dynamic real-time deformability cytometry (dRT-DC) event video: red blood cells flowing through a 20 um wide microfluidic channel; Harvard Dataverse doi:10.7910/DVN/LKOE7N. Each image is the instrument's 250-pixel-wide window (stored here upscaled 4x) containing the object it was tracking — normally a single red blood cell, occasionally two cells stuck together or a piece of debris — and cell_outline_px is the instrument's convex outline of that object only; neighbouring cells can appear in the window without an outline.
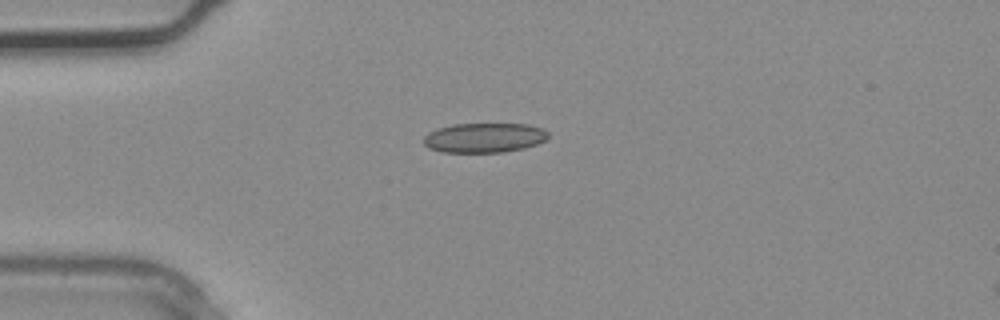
{"species": "common noctule bat (a hibernating species)", "species_latin": "Nyctalus noctula", "temperature_condition": "warm", "stored_images_in_passage": 2, "camera_frame_rate_fps": 3000, "um_per_image_px": 0.085, "animal": {"sex": "male", "body_mass_g": 20.4}, "frame": {"image": 1, "passage_image": 1, "time_ms": 0.0, "image_size_px": [1000, 320], "cell_outline_px": [[548, 140], [524, 148], [504, 152], [440, 152], [428, 148], [424, 144], [424, 136], [428, 132], [452, 124], [528, 124], [544, 128], [548, 132]], "centroid_in_image_um": [41.18, 11.71], "position_along_channel_um": 43.8, "area_um2": 21.68}}